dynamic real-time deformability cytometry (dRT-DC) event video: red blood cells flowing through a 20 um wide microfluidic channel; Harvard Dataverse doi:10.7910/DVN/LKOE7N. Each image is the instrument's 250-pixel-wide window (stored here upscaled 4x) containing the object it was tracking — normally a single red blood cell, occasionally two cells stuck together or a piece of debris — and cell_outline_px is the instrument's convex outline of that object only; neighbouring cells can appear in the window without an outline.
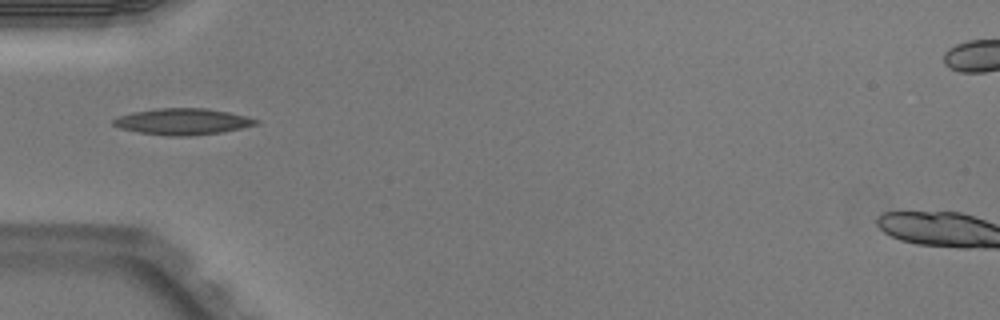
{"species": "Egyptian fruit bat (a non-hibernating species)", "species_latin": "Rousettus aegyptiacus", "temperature_condition": "warm", "stored_images_in_passage": 1, "camera_frame_rate_fps": 3000, "um_per_image_px": 0.085, "animal": {"sex": "male"}, "frame": {"image": 1, "passage_image": 1, "time_ms": 0.0, "image_size_px": [1000, 320], "cell_outline_px": [[260, 124], [220, 132], [188, 136], [168, 136], [136, 132], [120, 128], [112, 124], [112, 120], [120, 116], [132, 112], [156, 108], [208, 108], [228, 112], [260, 120]], "centroid_in_image_um": [15.51, 10.33], "position_along_channel_um": 69.5, "area_um2": 21.85}}